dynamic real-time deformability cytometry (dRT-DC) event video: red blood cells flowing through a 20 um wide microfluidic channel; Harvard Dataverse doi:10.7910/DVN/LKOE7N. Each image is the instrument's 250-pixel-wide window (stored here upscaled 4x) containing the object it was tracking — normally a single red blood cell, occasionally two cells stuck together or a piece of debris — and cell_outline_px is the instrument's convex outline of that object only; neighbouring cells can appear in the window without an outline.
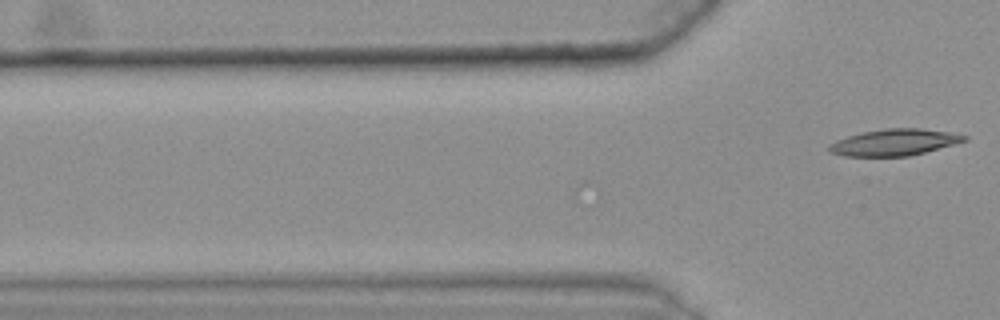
{"species": "common noctule bat (a hibernating species)", "species_latin": "Nyctalus noctula", "temperature_condition": "warm", "stored_images_in_passage": 16, "camera_frame_rate_fps": 3000, "um_per_image_px": 0.085, "animal": {"sex": "female", "body_mass_g": 25.1}, "frame": {"image": 1, "passage_image": 16, "time_ms": 5.0, "image_size_px": [1000, 320], "cell_outline_px": [[968, 140], [924, 152], [908, 156], [844, 156], [828, 152], [828, 144], [836, 140], [848, 136], [864, 132], [884, 128], [920, 128], [948, 132], [968, 136]], "centroid_in_image_um": [75.98, 12.1], "position_along_channel_um": 49.8, "area_um2": 20.75}}